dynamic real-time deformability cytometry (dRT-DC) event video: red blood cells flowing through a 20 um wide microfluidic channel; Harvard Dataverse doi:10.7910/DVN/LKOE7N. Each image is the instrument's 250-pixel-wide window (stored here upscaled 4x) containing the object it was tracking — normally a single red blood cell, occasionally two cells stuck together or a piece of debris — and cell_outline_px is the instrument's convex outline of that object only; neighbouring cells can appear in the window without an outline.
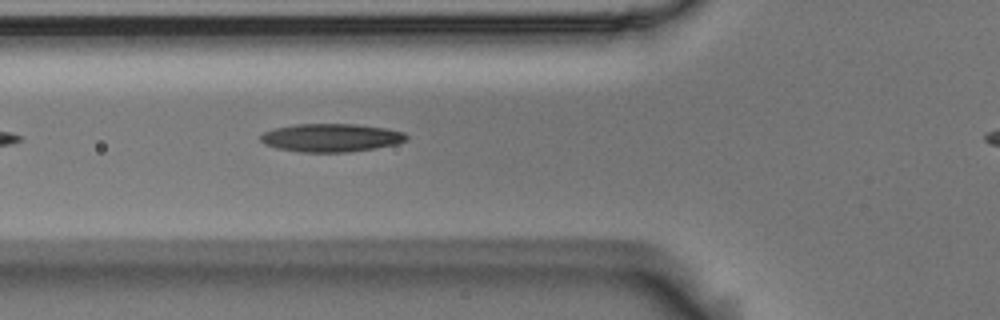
{"species": "Egyptian fruit bat (a non-hibernating species)", "species_latin": "Rousettus aegyptiacus", "temperature_condition": "room temperature", "stored_images_in_passage": 10, "camera_frame_rate_fps": 3000, "um_per_image_px": 0.085, "animal": {"sex": "male"}, "frame": {"image": 1, "passage_image": 5, "time_ms": 1.333, "image_size_px": [1000, 320], "cell_outline_px": [[408, 136], [404, 140], [396, 144], [348, 152], [300, 152], [276, 148], [264, 144], [260, 140], [260, 136], [264, 132], [272, 128], [296, 124], [356, 124], [388, 128], [404, 132]], "centroid_in_image_um": [28.1, 11.7], "position_along_channel_um": 97.7, "area_um2": 23.99}}